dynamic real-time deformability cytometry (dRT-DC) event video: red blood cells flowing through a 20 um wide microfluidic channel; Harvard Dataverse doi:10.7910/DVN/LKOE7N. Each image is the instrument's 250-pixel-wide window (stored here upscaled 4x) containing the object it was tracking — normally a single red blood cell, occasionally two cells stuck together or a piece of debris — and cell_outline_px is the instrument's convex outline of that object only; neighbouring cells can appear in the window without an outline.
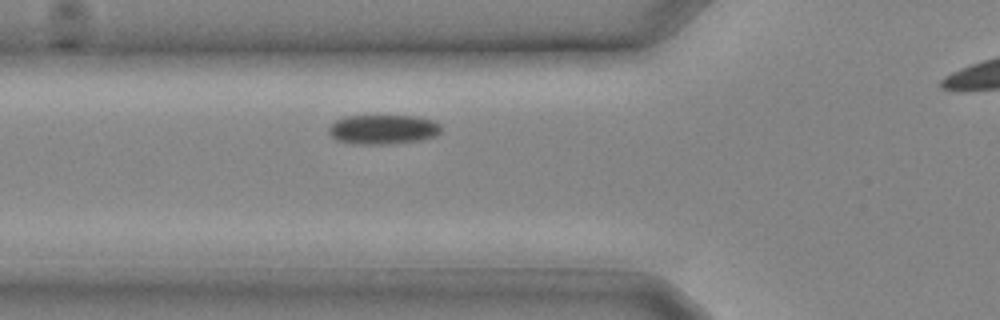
{"species": "common noctule bat (a hibernating species)", "species_latin": "Nyctalus noctula", "temperature_condition": "cold", "stored_images_in_passage": 4, "camera_frame_rate_fps": 3000, "um_per_image_px": 0.085, "animal": {"sex": "male", "body_mass_g": 20.4}, "frame": {"image": 1, "passage_image": 2, "time_ms": 0.333, "image_size_px": [1000, 320], "cell_outline_px": [[440, 132], [436, 136], [420, 140], [384, 144], [356, 144], [336, 140], [328, 132], [328, 128], [336, 120], [344, 116], [412, 116], [432, 120], [440, 124]], "centroid_in_image_um": [32.54, 11.0], "position_along_channel_um": 93.3, "area_um2": 19.19}}
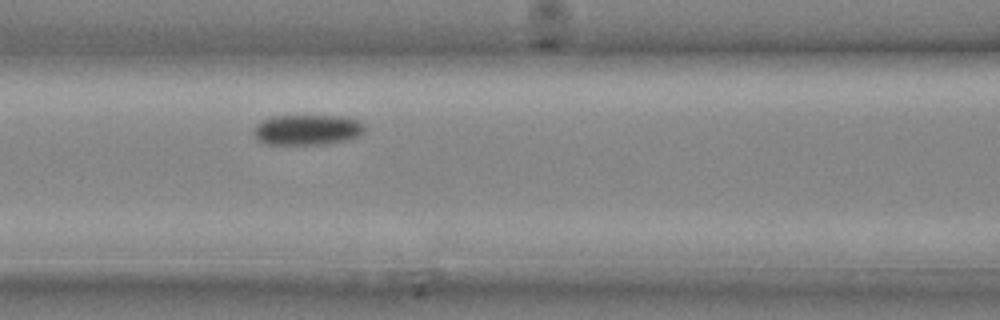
{"frame": {"image": 2, "passage_image": 4, "time_ms": 1.0, "image_size_px": [1000, 320], "cell_outline_px": [[364, 132], [360, 136], [348, 140], [320, 144], [264, 144], [256, 140], [252, 132], [256, 124], [272, 116], [348, 116], [360, 120], [364, 124]], "centroid_in_image_um": [26.13, 11.03], "position_along_channel_um": 140.5, "area_um2": 19.94}}